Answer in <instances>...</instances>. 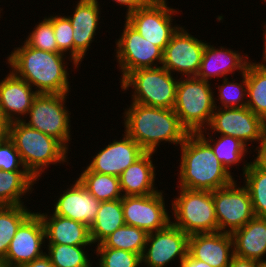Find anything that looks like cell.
Wrapping results in <instances>:
<instances>
[{"mask_svg":"<svg viewBox=\"0 0 266 267\" xmlns=\"http://www.w3.org/2000/svg\"><path fill=\"white\" fill-rule=\"evenodd\" d=\"M10 53L7 57V67H10L9 69L16 76L34 87L37 93L66 94L71 92L69 62L66 60L70 59L73 70L79 65L69 55L35 49L25 41Z\"/></svg>","mask_w":266,"mask_h":267,"instance_id":"obj_1","label":"cell"},{"mask_svg":"<svg viewBox=\"0 0 266 267\" xmlns=\"http://www.w3.org/2000/svg\"><path fill=\"white\" fill-rule=\"evenodd\" d=\"M124 131L145 152H155L161 142L180 146L188 131L173 109L131 103L124 110Z\"/></svg>","mask_w":266,"mask_h":267,"instance_id":"obj_2","label":"cell"},{"mask_svg":"<svg viewBox=\"0 0 266 267\" xmlns=\"http://www.w3.org/2000/svg\"><path fill=\"white\" fill-rule=\"evenodd\" d=\"M179 148L181 159L176 187L212 192L235 180L198 133H189Z\"/></svg>","mask_w":266,"mask_h":267,"instance_id":"obj_3","label":"cell"},{"mask_svg":"<svg viewBox=\"0 0 266 267\" xmlns=\"http://www.w3.org/2000/svg\"><path fill=\"white\" fill-rule=\"evenodd\" d=\"M8 137L14 142L27 171L37 180L51 164L69 163V150L59 140L22 121L9 123Z\"/></svg>","mask_w":266,"mask_h":267,"instance_id":"obj_4","label":"cell"},{"mask_svg":"<svg viewBox=\"0 0 266 267\" xmlns=\"http://www.w3.org/2000/svg\"><path fill=\"white\" fill-rule=\"evenodd\" d=\"M211 83L196 77L179 78L173 110L188 133H198L210 124L216 108Z\"/></svg>","mask_w":266,"mask_h":267,"instance_id":"obj_5","label":"cell"},{"mask_svg":"<svg viewBox=\"0 0 266 267\" xmlns=\"http://www.w3.org/2000/svg\"><path fill=\"white\" fill-rule=\"evenodd\" d=\"M164 67L138 69L128 73L119 83L122 91L131 87L130 103L173 109L179 81Z\"/></svg>","mask_w":266,"mask_h":267,"instance_id":"obj_6","label":"cell"},{"mask_svg":"<svg viewBox=\"0 0 266 267\" xmlns=\"http://www.w3.org/2000/svg\"><path fill=\"white\" fill-rule=\"evenodd\" d=\"M178 188L171 201V223L188 235L218 232L213 191Z\"/></svg>","mask_w":266,"mask_h":267,"instance_id":"obj_7","label":"cell"},{"mask_svg":"<svg viewBox=\"0 0 266 267\" xmlns=\"http://www.w3.org/2000/svg\"><path fill=\"white\" fill-rule=\"evenodd\" d=\"M68 94L38 93L26 115L29 118L22 120L27 126L56 138L67 149L72 140L71 112L65 106Z\"/></svg>","mask_w":266,"mask_h":267,"instance_id":"obj_8","label":"cell"},{"mask_svg":"<svg viewBox=\"0 0 266 267\" xmlns=\"http://www.w3.org/2000/svg\"><path fill=\"white\" fill-rule=\"evenodd\" d=\"M167 4V0H150L145 6L125 16V20L143 38L163 51L180 27L179 24L172 23L175 20L174 16L179 14V9L176 10Z\"/></svg>","mask_w":266,"mask_h":267,"instance_id":"obj_9","label":"cell"},{"mask_svg":"<svg viewBox=\"0 0 266 267\" xmlns=\"http://www.w3.org/2000/svg\"><path fill=\"white\" fill-rule=\"evenodd\" d=\"M265 130L266 122L248 107H216L208 127L198 133H212L214 138L215 134L232 136L239 139L248 148L253 146L251 148L253 149V142L257 143L256 145L260 144Z\"/></svg>","mask_w":266,"mask_h":267,"instance_id":"obj_10","label":"cell"},{"mask_svg":"<svg viewBox=\"0 0 266 267\" xmlns=\"http://www.w3.org/2000/svg\"><path fill=\"white\" fill-rule=\"evenodd\" d=\"M123 28L115 41L114 49L117 66L122 74L120 81L132 71L160 67L163 62V50L143 38L126 20Z\"/></svg>","mask_w":266,"mask_h":267,"instance_id":"obj_11","label":"cell"},{"mask_svg":"<svg viewBox=\"0 0 266 267\" xmlns=\"http://www.w3.org/2000/svg\"><path fill=\"white\" fill-rule=\"evenodd\" d=\"M233 181L230 185L213 191V201L218 231L232 234L255 215L247 188Z\"/></svg>","mask_w":266,"mask_h":267,"instance_id":"obj_12","label":"cell"},{"mask_svg":"<svg viewBox=\"0 0 266 267\" xmlns=\"http://www.w3.org/2000/svg\"><path fill=\"white\" fill-rule=\"evenodd\" d=\"M199 40L180 26L163 51L162 67L180 77H196L202 61L206 41Z\"/></svg>","mask_w":266,"mask_h":267,"instance_id":"obj_13","label":"cell"},{"mask_svg":"<svg viewBox=\"0 0 266 267\" xmlns=\"http://www.w3.org/2000/svg\"><path fill=\"white\" fill-rule=\"evenodd\" d=\"M163 190L145 196H123L122 209L126 225L147 233L165 228L171 222Z\"/></svg>","mask_w":266,"mask_h":267,"instance_id":"obj_14","label":"cell"},{"mask_svg":"<svg viewBox=\"0 0 266 267\" xmlns=\"http://www.w3.org/2000/svg\"><path fill=\"white\" fill-rule=\"evenodd\" d=\"M188 239L189 235L171 222L161 230L148 233L142 266L166 267L175 259L179 264L188 254Z\"/></svg>","mask_w":266,"mask_h":267,"instance_id":"obj_15","label":"cell"},{"mask_svg":"<svg viewBox=\"0 0 266 267\" xmlns=\"http://www.w3.org/2000/svg\"><path fill=\"white\" fill-rule=\"evenodd\" d=\"M45 228L40 215L34 212L19 226L5 258L6 267H19L40 258L46 252ZM44 248V249H42Z\"/></svg>","mask_w":266,"mask_h":267,"instance_id":"obj_16","label":"cell"},{"mask_svg":"<svg viewBox=\"0 0 266 267\" xmlns=\"http://www.w3.org/2000/svg\"><path fill=\"white\" fill-rule=\"evenodd\" d=\"M123 137V138H121ZM119 140L115 138L99 150L87 165L90 171L119 177L139 159L145 151L125 132Z\"/></svg>","mask_w":266,"mask_h":267,"instance_id":"obj_17","label":"cell"},{"mask_svg":"<svg viewBox=\"0 0 266 267\" xmlns=\"http://www.w3.org/2000/svg\"><path fill=\"white\" fill-rule=\"evenodd\" d=\"M72 15H67L73 27L74 61L80 65L91 43L95 41L101 18L100 3L94 0H78ZM99 22V23H98Z\"/></svg>","mask_w":266,"mask_h":267,"instance_id":"obj_18","label":"cell"},{"mask_svg":"<svg viewBox=\"0 0 266 267\" xmlns=\"http://www.w3.org/2000/svg\"><path fill=\"white\" fill-rule=\"evenodd\" d=\"M9 72L0 81V112L11 123L27 118L38 93L27 81Z\"/></svg>","mask_w":266,"mask_h":267,"instance_id":"obj_19","label":"cell"},{"mask_svg":"<svg viewBox=\"0 0 266 267\" xmlns=\"http://www.w3.org/2000/svg\"><path fill=\"white\" fill-rule=\"evenodd\" d=\"M188 254L212 267H228L234 256L232 235L219 231L189 235Z\"/></svg>","mask_w":266,"mask_h":267,"instance_id":"obj_20","label":"cell"},{"mask_svg":"<svg viewBox=\"0 0 266 267\" xmlns=\"http://www.w3.org/2000/svg\"><path fill=\"white\" fill-rule=\"evenodd\" d=\"M67 185L68 188L60 194L58 200H54L53 214L72 219L90 227L99 211L100 201L80 183Z\"/></svg>","mask_w":266,"mask_h":267,"instance_id":"obj_21","label":"cell"},{"mask_svg":"<svg viewBox=\"0 0 266 267\" xmlns=\"http://www.w3.org/2000/svg\"><path fill=\"white\" fill-rule=\"evenodd\" d=\"M218 47L206 43L196 78L208 82L216 78L219 81L221 78H227L228 74L235 75V71H239L240 75L245 72L247 64L251 61L246 53L241 54L239 50L225 48L222 45Z\"/></svg>","mask_w":266,"mask_h":267,"instance_id":"obj_22","label":"cell"},{"mask_svg":"<svg viewBox=\"0 0 266 267\" xmlns=\"http://www.w3.org/2000/svg\"><path fill=\"white\" fill-rule=\"evenodd\" d=\"M153 154L155 155V152H145L120 174L119 182L123 196H145L160 191L155 186L157 173L156 164L152 161Z\"/></svg>","mask_w":266,"mask_h":267,"instance_id":"obj_23","label":"cell"},{"mask_svg":"<svg viewBox=\"0 0 266 267\" xmlns=\"http://www.w3.org/2000/svg\"><path fill=\"white\" fill-rule=\"evenodd\" d=\"M37 213L43 221L45 238L48 244L94 246L87 225L56 214H49V212L41 213L37 211Z\"/></svg>","mask_w":266,"mask_h":267,"instance_id":"obj_24","label":"cell"},{"mask_svg":"<svg viewBox=\"0 0 266 267\" xmlns=\"http://www.w3.org/2000/svg\"><path fill=\"white\" fill-rule=\"evenodd\" d=\"M231 235L234 255L258 262L266 259V217L254 216Z\"/></svg>","mask_w":266,"mask_h":267,"instance_id":"obj_25","label":"cell"},{"mask_svg":"<svg viewBox=\"0 0 266 267\" xmlns=\"http://www.w3.org/2000/svg\"><path fill=\"white\" fill-rule=\"evenodd\" d=\"M198 134L211 146L217 159L232 176H234L230 171L232 166H239L242 162V173H245L250 162L243 161L249 149L244 143L235 137L222 134H217L215 139L211 133Z\"/></svg>","mask_w":266,"mask_h":267,"instance_id":"obj_26","label":"cell"},{"mask_svg":"<svg viewBox=\"0 0 266 267\" xmlns=\"http://www.w3.org/2000/svg\"><path fill=\"white\" fill-rule=\"evenodd\" d=\"M37 181L28 171L0 170V206L24 205Z\"/></svg>","mask_w":266,"mask_h":267,"instance_id":"obj_27","label":"cell"},{"mask_svg":"<svg viewBox=\"0 0 266 267\" xmlns=\"http://www.w3.org/2000/svg\"><path fill=\"white\" fill-rule=\"evenodd\" d=\"M123 225H125V221L122 199L101 202L97 216L89 227L92 244H100Z\"/></svg>","mask_w":266,"mask_h":267,"instance_id":"obj_28","label":"cell"},{"mask_svg":"<svg viewBox=\"0 0 266 267\" xmlns=\"http://www.w3.org/2000/svg\"><path fill=\"white\" fill-rule=\"evenodd\" d=\"M266 122V66L260 62L247 64V105Z\"/></svg>","mask_w":266,"mask_h":267,"instance_id":"obj_29","label":"cell"},{"mask_svg":"<svg viewBox=\"0 0 266 267\" xmlns=\"http://www.w3.org/2000/svg\"><path fill=\"white\" fill-rule=\"evenodd\" d=\"M77 179L100 202L123 198L117 176L93 172L86 167Z\"/></svg>","mask_w":266,"mask_h":267,"instance_id":"obj_30","label":"cell"},{"mask_svg":"<svg viewBox=\"0 0 266 267\" xmlns=\"http://www.w3.org/2000/svg\"><path fill=\"white\" fill-rule=\"evenodd\" d=\"M148 233L140 228L123 225L107 236L96 248H115L142 256Z\"/></svg>","mask_w":266,"mask_h":267,"instance_id":"obj_31","label":"cell"},{"mask_svg":"<svg viewBox=\"0 0 266 267\" xmlns=\"http://www.w3.org/2000/svg\"><path fill=\"white\" fill-rule=\"evenodd\" d=\"M242 177L243 185L250 194L254 215L266 217V169L253 159Z\"/></svg>","mask_w":266,"mask_h":267,"instance_id":"obj_32","label":"cell"},{"mask_svg":"<svg viewBox=\"0 0 266 267\" xmlns=\"http://www.w3.org/2000/svg\"><path fill=\"white\" fill-rule=\"evenodd\" d=\"M25 205L0 206V260H3L19 226L33 213Z\"/></svg>","mask_w":266,"mask_h":267,"instance_id":"obj_33","label":"cell"},{"mask_svg":"<svg viewBox=\"0 0 266 267\" xmlns=\"http://www.w3.org/2000/svg\"><path fill=\"white\" fill-rule=\"evenodd\" d=\"M45 253L54 267H92L94 261L86 251L88 246L47 244ZM94 267V266H93Z\"/></svg>","mask_w":266,"mask_h":267,"instance_id":"obj_34","label":"cell"},{"mask_svg":"<svg viewBox=\"0 0 266 267\" xmlns=\"http://www.w3.org/2000/svg\"><path fill=\"white\" fill-rule=\"evenodd\" d=\"M241 82H235L236 79L228 81V78H223L222 83L217 87V97H214L215 107L220 108H240L247 105V66L245 72L241 74ZM217 100V101H216ZM218 100L220 101V105Z\"/></svg>","mask_w":266,"mask_h":267,"instance_id":"obj_35","label":"cell"},{"mask_svg":"<svg viewBox=\"0 0 266 267\" xmlns=\"http://www.w3.org/2000/svg\"><path fill=\"white\" fill-rule=\"evenodd\" d=\"M49 16H45L42 21L37 22L38 24L36 23L28 36L26 35L27 38L24 41L35 49L53 53L61 52L54 36L53 16L51 14Z\"/></svg>","mask_w":266,"mask_h":267,"instance_id":"obj_36","label":"cell"},{"mask_svg":"<svg viewBox=\"0 0 266 267\" xmlns=\"http://www.w3.org/2000/svg\"><path fill=\"white\" fill-rule=\"evenodd\" d=\"M98 256L96 267H142L140 254L115 248H95ZM100 256V258H99Z\"/></svg>","mask_w":266,"mask_h":267,"instance_id":"obj_37","label":"cell"},{"mask_svg":"<svg viewBox=\"0 0 266 267\" xmlns=\"http://www.w3.org/2000/svg\"><path fill=\"white\" fill-rule=\"evenodd\" d=\"M53 15V29L54 36L57 42L58 49L74 60V40H73V27L66 15Z\"/></svg>","mask_w":266,"mask_h":267,"instance_id":"obj_38","label":"cell"},{"mask_svg":"<svg viewBox=\"0 0 266 267\" xmlns=\"http://www.w3.org/2000/svg\"><path fill=\"white\" fill-rule=\"evenodd\" d=\"M0 170L27 171L14 142L9 137L0 143Z\"/></svg>","mask_w":266,"mask_h":267,"instance_id":"obj_39","label":"cell"},{"mask_svg":"<svg viewBox=\"0 0 266 267\" xmlns=\"http://www.w3.org/2000/svg\"><path fill=\"white\" fill-rule=\"evenodd\" d=\"M95 2L99 3V0H94ZM113 2L121 5V7L126 6V14L125 16L129 15L130 13L134 12L135 10L145 6L150 0H112Z\"/></svg>","mask_w":266,"mask_h":267,"instance_id":"obj_40","label":"cell"},{"mask_svg":"<svg viewBox=\"0 0 266 267\" xmlns=\"http://www.w3.org/2000/svg\"><path fill=\"white\" fill-rule=\"evenodd\" d=\"M253 152H257L256 153V157H254L255 161L261 165L262 167H264L266 169V130L263 136L262 141L260 142V144L258 146H256L254 148Z\"/></svg>","mask_w":266,"mask_h":267,"instance_id":"obj_41","label":"cell"},{"mask_svg":"<svg viewBox=\"0 0 266 267\" xmlns=\"http://www.w3.org/2000/svg\"><path fill=\"white\" fill-rule=\"evenodd\" d=\"M258 261L233 256L228 267H258Z\"/></svg>","mask_w":266,"mask_h":267,"instance_id":"obj_42","label":"cell"},{"mask_svg":"<svg viewBox=\"0 0 266 267\" xmlns=\"http://www.w3.org/2000/svg\"><path fill=\"white\" fill-rule=\"evenodd\" d=\"M19 267H54L51 264L50 258L44 254L40 258L34 259L32 262L25 263Z\"/></svg>","mask_w":266,"mask_h":267,"instance_id":"obj_43","label":"cell"},{"mask_svg":"<svg viewBox=\"0 0 266 267\" xmlns=\"http://www.w3.org/2000/svg\"><path fill=\"white\" fill-rule=\"evenodd\" d=\"M178 265L179 267H212L203 261L192 258L189 254Z\"/></svg>","mask_w":266,"mask_h":267,"instance_id":"obj_44","label":"cell"},{"mask_svg":"<svg viewBox=\"0 0 266 267\" xmlns=\"http://www.w3.org/2000/svg\"><path fill=\"white\" fill-rule=\"evenodd\" d=\"M9 135V122L0 112V143L4 141Z\"/></svg>","mask_w":266,"mask_h":267,"instance_id":"obj_45","label":"cell"},{"mask_svg":"<svg viewBox=\"0 0 266 267\" xmlns=\"http://www.w3.org/2000/svg\"><path fill=\"white\" fill-rule=\"evenodd\" d=\"M264 24V30H263V42H264V45H263V53H262V60L260 61L263 65L266 66V22H263Z\"/></svg>","mask_w":266,"mask_h":267,"instance_id":"obj_46","label":"cell"},{"mask_svg":"<svg viewBox=\"0 0 266 267\" xmlns=\"http://www.w3.org/2000/svg\"><path fill=\"white\" fill-rule=\"evenodd\" d=\"M258 267H266V260L259 262Z\"/></svg>","mask_w":266,"mask_h":267,"instance_id":"obj_47","label":"cell"},{"mask_svg":"<svg viewBox=\"0 0 266 267\" xmlns=\"http://www.w3.org/2000/svg\"><path fill=\"white\" fill-rule=\"evenodd\" d=\"M0 267H6L2 260H0Z\"/></svg>","mask_w":266,"mask_h":267,"instance_id":"obj_48","label":"cell"},{"mask_svg":"<svg viewBox=\"0 0 266 267\" xmlns=\"http://www.w3.org/2000/svg\"><path fill=\"white\" fill-rule=\"evenodd\" d=\"M2 10H3V9H2V8H0V14L2 13ZM1 17H2V16L0 15V18H1Z\"/></svg>","mask_w":266,"mask_h":267,"instance_id":"obj_49","label":"cell"}]
</instances>
